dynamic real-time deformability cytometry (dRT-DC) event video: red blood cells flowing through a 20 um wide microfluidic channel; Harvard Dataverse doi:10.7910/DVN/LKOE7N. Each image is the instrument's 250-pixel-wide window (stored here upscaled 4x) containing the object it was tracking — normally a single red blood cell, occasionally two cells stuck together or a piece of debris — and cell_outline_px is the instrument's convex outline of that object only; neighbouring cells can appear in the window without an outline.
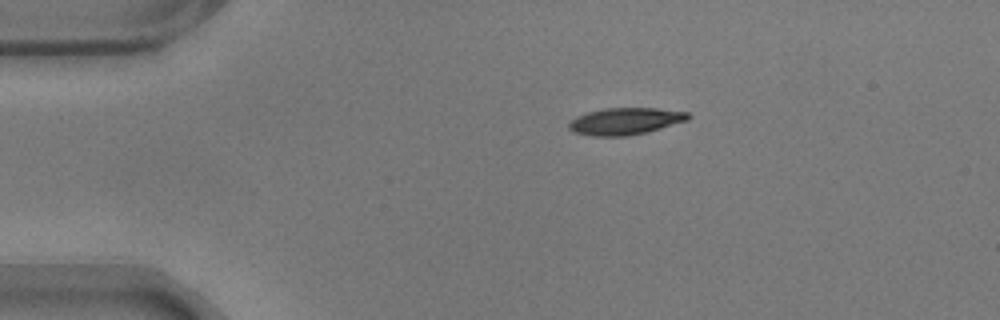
{"species": "common noctule bat (a hibernating species)", "species_latin": "Nyctalus noctula", "temperature_condition": "warm", "stored_images_in_passage": 47, "camera_frame_rate_fps": 3000, "um_per_image_px": 0.085, "animal": {"sex": "male", "body_mass_g": 17.9}, "frame": {"image": 1, "passage_image": 1, "time_ms": 0.0, "image_size_px": [1000, 320], "cell_outline_px": [[692, 116], [688, 120], [648, 132], [628, 136], [592, 136], [572, 132], [568, 128], [568, 124], [576, 116], [588, 112], [604, 108], [656, 108], [688, 112]], "centroid_in_image_um": [53.15, 10.31], "position_along_channel_um": 31.8, "area_um2": 18.84}}
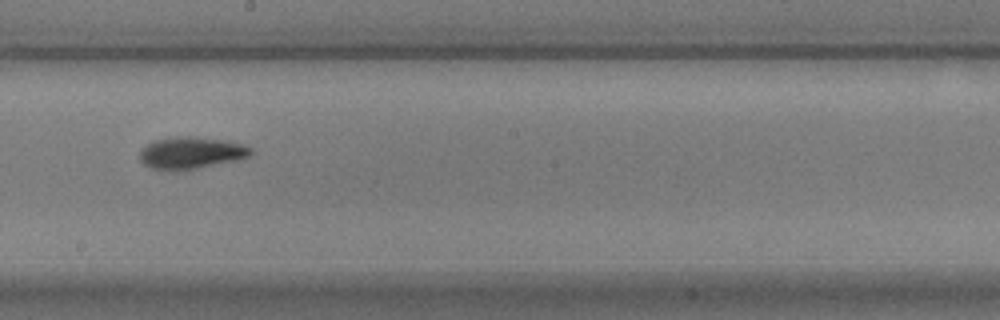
{"frame": {"image": 2, "passage_image": 22, "time_ms": 7.0, "image_size_px": [1000, 320], "cell_outline_px": [[252, 152], [248, 156], [236, 160], [180, 172], [176, 172], [152, 168], [144, 164], [140, 160], [140, 148], [152, 140], [172, 136], [192, 136], [228, 140], [252, 148]], "centroid_in_image_um": [16.18, 12.99], "position_along_channel_um": 232.0, "area_um2": 21.1}}
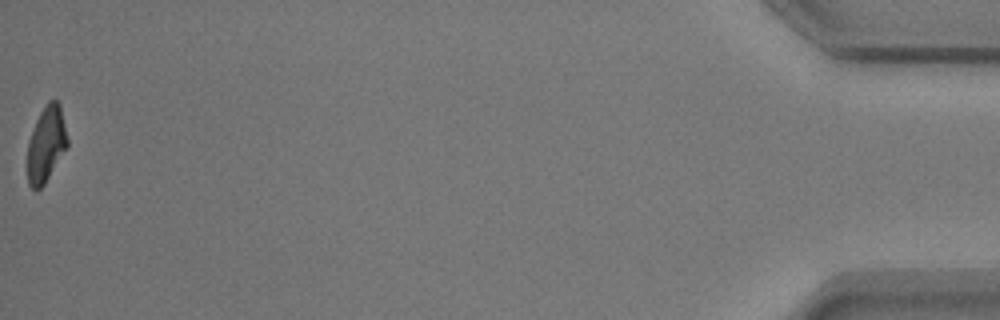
{"frame": {"image": 3, "passage_image": 47, "time_ms": 15.333, "image_size_px": [1000, 320], "cell_outline_px": [[68, 144], [44, 184], [36, 192], [28, 184], [28, 140], [36, 120], [40, 112], [48, 100], [56, 100], [60, 104], [68, 140]], "centroid_in_image_um": [3.91, 12.24], "position_along_channel_um": 431.3, "area_um2": 17.4}, "authors_computed_cell_mechanics": {"area_um2": 19.074, "velocity_mm_per_s": 3.5488, "shape_relaxation_time_tau1_ms": 4.2299, "shape_relaxation_time_tau2_ms": 5.2315, "deformation_change_tau1": 0.1753, "deformation_change_tau2": 0.1232}}